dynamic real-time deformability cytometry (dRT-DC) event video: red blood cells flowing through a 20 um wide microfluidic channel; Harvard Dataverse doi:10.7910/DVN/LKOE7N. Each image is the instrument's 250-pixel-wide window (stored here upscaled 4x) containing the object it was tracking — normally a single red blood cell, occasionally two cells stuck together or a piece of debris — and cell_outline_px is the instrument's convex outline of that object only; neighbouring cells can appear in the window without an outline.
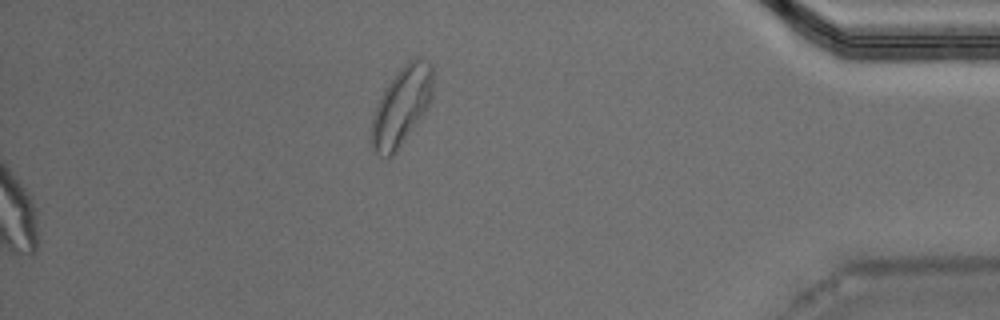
{"species": "Egyptian fruit bat (a non-hibernating species)", "species_latin": "Rousettus aegyptiacus", "temperature_condition": "warm", "stored_images_in_passage": 48, "segment_of_instrument_passage": [2, 2], "camera_frame_rate_fps": 3000, "um_per_image_px": 0.085, "animal": {"sex": "male"}, "frame": {"image": 1, "passage_image": 48, "time_ms": 15.667, "image_size_px": [1000, 320], "cell_outline_px": [[432, 96], [424, 112], [416, 124], [396, 152], [388, 160], [372, 152], [372, 116], [388, 84], [396, 72], [412, 56], [420, 56], [432, 64]], "centroid_in_image_um": [34.13, 9.02], "position_along_channel_um": 401.1, "area_um2": 27.92}}